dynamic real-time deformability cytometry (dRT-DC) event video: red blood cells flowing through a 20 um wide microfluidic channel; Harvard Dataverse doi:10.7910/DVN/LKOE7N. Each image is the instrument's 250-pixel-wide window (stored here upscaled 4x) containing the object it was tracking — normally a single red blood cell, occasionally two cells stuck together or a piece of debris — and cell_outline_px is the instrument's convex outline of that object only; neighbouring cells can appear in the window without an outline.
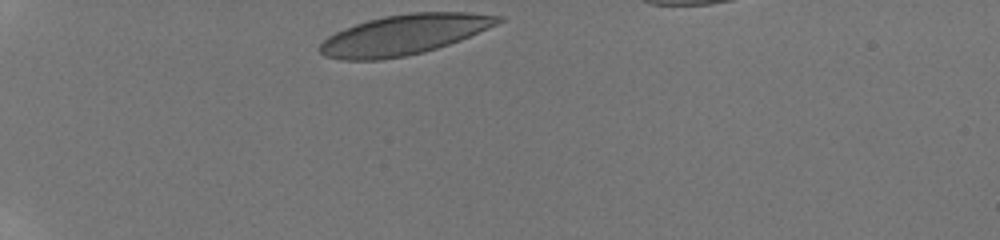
{"species": "human", "species_latin": "Homo sapiens", "temperature_condition": "room temperature", "stored_images_in_passage": 7, "camera_frame_rate_fps": 3000, "um_per_image_px": 0.085, "donor": {"sex": "male"}, "frame": {"image": 1, "passage_image": 1, "time_ms": 0.0, "image_size_px": [1000, 240], "cell_outline_px": [[504, 20], [488, 28], [460, 40], [424, 52], [404, 56], [380, 60], [340, 60], [324, 56], [320, 52], [320, 44], [328, 36], [344, 28], [368, 20], [384, 16], [408, 12], [468, 12], [504, 16]], "centroid_in_image_um": [34.34, 2.94], "position_along_channel_um": 50.7, "area_um2": 41.56}}
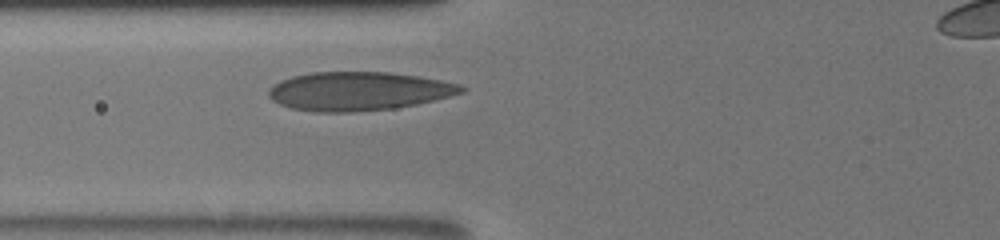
{"frame": {"image": 2, "passage_image": 7, "time_ms": 2.333, "image_size_px": [1000, 240], "cell_outline_px": [[468, 88], [464, 92], [452, 96], [416, 104], [392, 108], [348, 112], [316, 112], [292, 108], [280, 104], [272, 100], [268, 96], [268, 92], [280, 80], [292, 76], [312, 72], [388, 72], [420, 76], [460, 84]], "centroid_in_image_um": [30.51, 7.74], "position_along_channel_um": 95.3, "area_um2": 43.35}}